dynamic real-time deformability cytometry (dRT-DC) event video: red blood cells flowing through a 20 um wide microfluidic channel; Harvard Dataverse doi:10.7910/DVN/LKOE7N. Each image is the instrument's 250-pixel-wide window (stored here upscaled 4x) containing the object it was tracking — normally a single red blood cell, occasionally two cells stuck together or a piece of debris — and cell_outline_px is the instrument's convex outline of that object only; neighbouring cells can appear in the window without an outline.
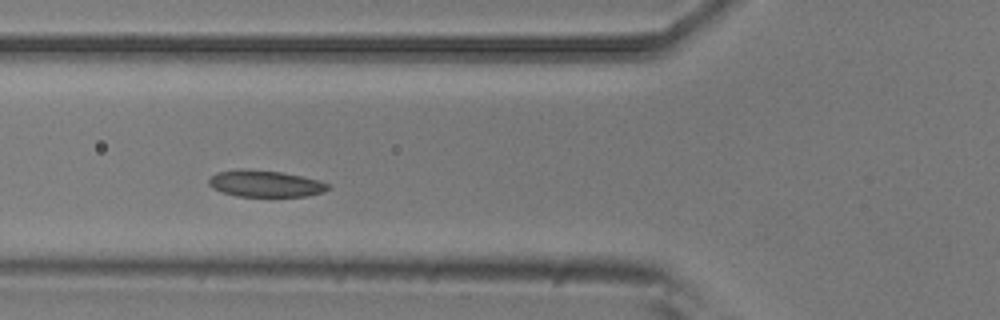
{"species": "common noctule bat (a hibernating species)", "species_latin": "Nyctalus noctula", "temperature_condition": "room temperature", "stored_images_in_passage": 9, "camera_frame_rate_fps": 3000, "um_per_image_px": 0.085, "animal": {"sex": "male", "body_mass_g": 20.5, "forearm_length_mm": 52.5}, "frame": {"image": 1, "passage_image": 6, "time_ms": 1.667, "image_size_px": [1000, 320], "cell_outline_px": [[328, 188], [324, 192], [308, 196], [236, 196], [212, 188], [208, 184], [208, 180], [216, 172], [240, 168], [280, 172], [320, 180], [328, 184]], "centroid_in_image_um": [22.52, 15.6], "position_along_channel_um": 103.3, "area_um2": 18.38}}
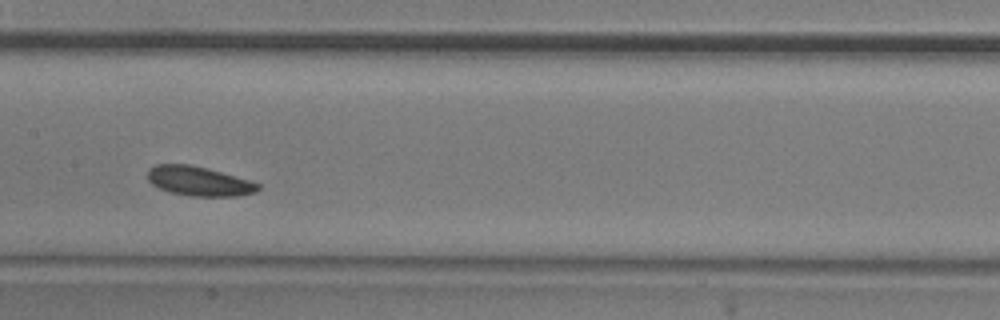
{"frame": {"image": 2, "passage_image": 8, "time_ms": 2.333, "image_size_px": [1000, 320], "cell_outline_px": [[260, 188], [256, 192], [236, 196], [192, 196], [172, 192], [160, 188], [152, 184], [148, 180], [148, 168], [156, 164], [188, 164], [220, 172], [248, 180], [260, 184]], "centroid_in_image_um": [16.89, 15.4], "position_along_channel_um": 190.5, "area_um2": 18.61}}
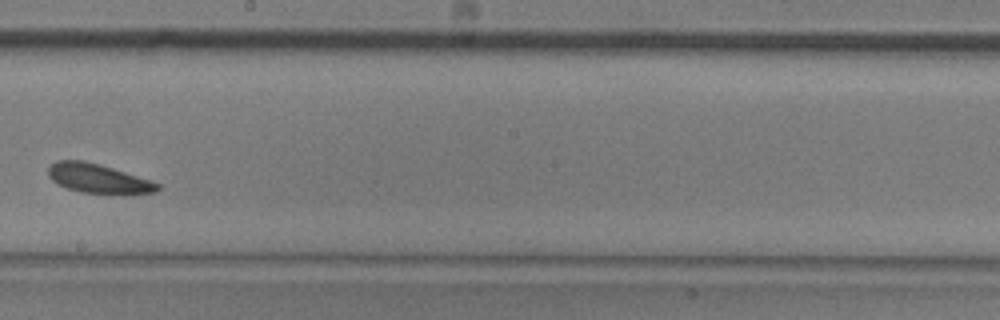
{"frame": {"image": 3, "passage_image": 9, "time_ms": 2.667, "image_size_px": [1000, 320], "cell_outline_px": [[160, 188], [156, 192], [80, 192], [56, 184], [48, 176], [48, 168], [56, 160], [84, 160], [100, 164], [152, 180], [160, 184]], "centroid_in_image_um": [8.3, 15.13], "position_along_channel_um": 239.9, "area_um2": 18.21}}